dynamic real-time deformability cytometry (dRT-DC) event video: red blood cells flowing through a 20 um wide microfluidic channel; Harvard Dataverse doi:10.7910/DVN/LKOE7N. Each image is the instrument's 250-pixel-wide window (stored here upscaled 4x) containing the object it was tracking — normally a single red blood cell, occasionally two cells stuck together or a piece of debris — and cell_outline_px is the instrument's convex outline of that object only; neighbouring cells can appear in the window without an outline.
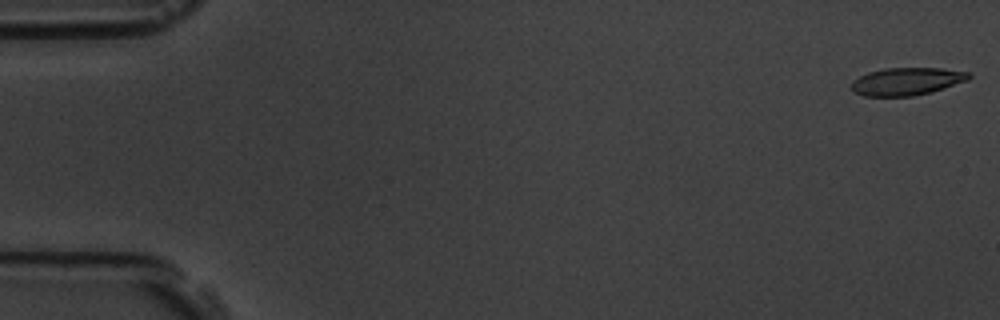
{"species": "common noctule bat (a hibernating species)", "species_latin": "Nyctalus noctula", "temperature_condition": "room temperature", "stored_images_in_passage": 9, "camera_frame_rate_fps": 3000, "um_per_image_px": 0.085, "animal": {"sex": "male", "body_mass_g": 19.5, "forearm_length_mm": 54.6}, "frame": {"image": 1, "passage_image": 1, "time_ms": 0.0, "image_size_px": [1000, 320], "cell_outline_px": [[972, 76], [968, 80], [932, 92], [912, 96], [864, 96], [856, 92], [852, 88], [852, 80], [868, 72], [884, 68], [940, 68], [972, 72]], "centroid_in_image_um": [77.11, 6.91], "position_along_channel_um": 7.9, "area_um2": 18.96}}
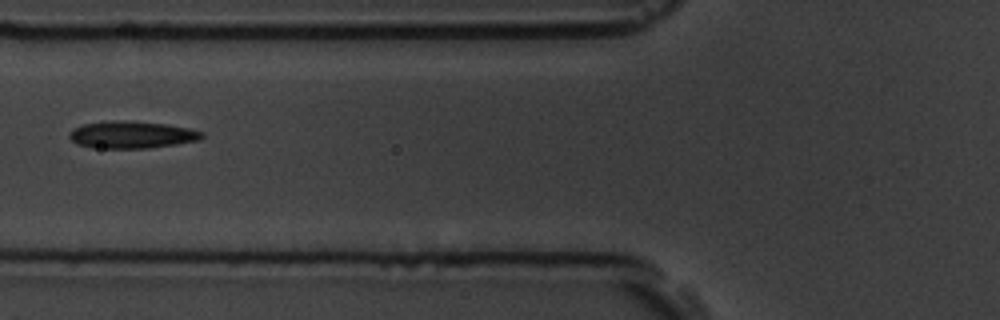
{"frame": {"image": 2, "passage_image": 7, "time_ms": 7.0, "image_size_px": [1000, 320], "cell_outline_px": [[204, 136], [200, 140], [176, 144], [148, 148], [92, 148], [76, 144], [68, 136], [68, 132], [72, 128], [84, 124], [112, 120], [124, 120], [168, 124], [188, 128], [204, 132]], "centroid_in_image_um": [11.18, 11.45], "position_along_channel_um": 114.6, "area_um2": 21.21}}
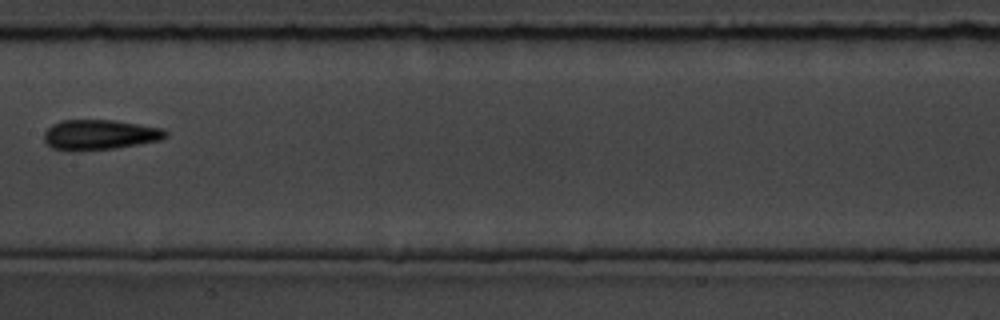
{"frame": {"image": 3, "passage_image": 9, "time_ms": 9.333, "image_size_px": [1000, 320], "cell_outline_px": [[168, 136], [160, 140], [116, 148], [72, 152], [52, 148], [44, 140], [44, 132], [52, 124], [60, 120], [116, 120], [164, 128], [168, 132]], "centroid_in_image_um": [8.47, 11.45], "position_along_channel_um": 198.9, "area_um2": 21.68}}